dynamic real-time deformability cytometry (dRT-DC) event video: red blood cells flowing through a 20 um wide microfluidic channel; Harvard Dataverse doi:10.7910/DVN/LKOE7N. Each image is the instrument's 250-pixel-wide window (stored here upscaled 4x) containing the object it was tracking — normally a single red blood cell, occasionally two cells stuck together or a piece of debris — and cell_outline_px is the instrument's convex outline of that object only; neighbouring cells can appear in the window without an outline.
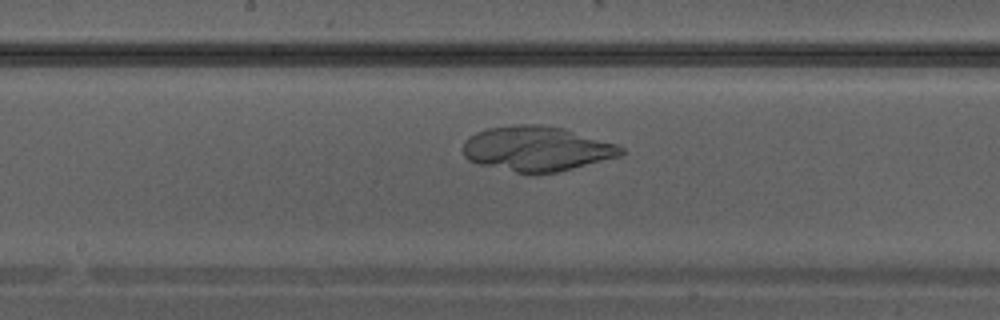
{"species": "Egyptian fruit bat (a non-hibernating species)", "species_latin": "Rousettus aegyptiacus", "temperature_condition": "warm", "stored_images_in_passage": 27, "camera_frame_rate_fps": 3000, "um_per_image_px": 0.085, "animal": {"sex": "male"}, "frame": {"image": 1, "passage_image": 13, "time_ms": 4.0, "image_size_px": [1000, 320], "cell_outline_px": [[624, 152], [620, 156], [556, 172], [532, 176], [480, 164], [468, 160], [464, 156], [464, 140], [468, 136], [484, 128], [508, 124], [540, 124], [564, 128], [616, 144], [624, 148]], "centroid_in_image_um": [45.58, 12.64], "position_along_channel_um": 202.6, "area_um2": 41.79}}